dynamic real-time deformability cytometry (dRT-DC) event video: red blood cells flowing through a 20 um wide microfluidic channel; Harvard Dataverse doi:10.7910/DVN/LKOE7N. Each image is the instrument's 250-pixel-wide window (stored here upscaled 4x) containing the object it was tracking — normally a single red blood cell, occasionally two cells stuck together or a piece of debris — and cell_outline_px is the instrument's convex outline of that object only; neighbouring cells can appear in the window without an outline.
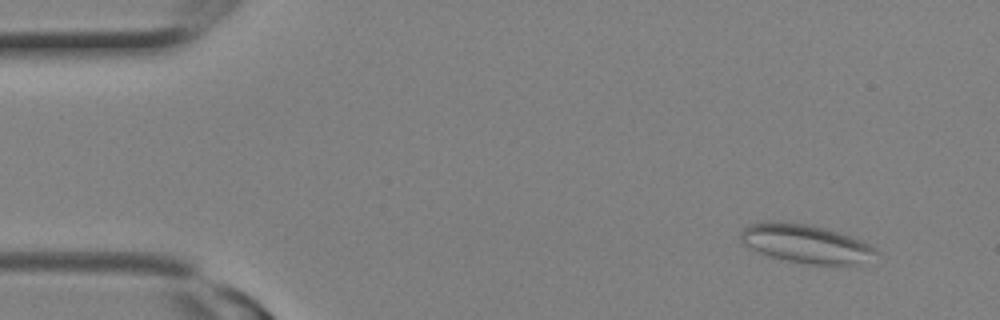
{"species": "Egyptian fruit bat (a non-hibernating species)", "species_latin": "Rousettus aegyptiacus", "temperature_condition": "room temperature", "stored_images_in_passage": 16, "camera_frame_rate_fps": 3000, "um_per_image_px": 0.085, "animal": {"sex": "female"}, "frame": {"image": 1, "passage_image": 3, "time_ms": 0.667, "image_size_px": [1000, 320], "cell_outline_px": [[880, 252], [852, 264], [812, 264], [788, 260], [772, 256], [760, 252], [744, 244], [740, 240], [740, 232], [744, 228], [752, 224], [768, 220], [780, 220], [812, 224], [840, 232], [860, 240], [876, 248]], "centroid_in_image_um": [68.44, 20.66], "position_along_channel_um": 16.6, "area_um2": 30.0}}
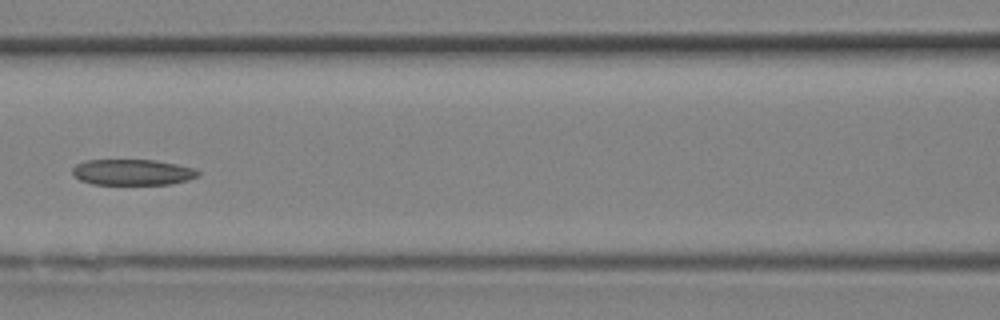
{"frame": {"image": 2, "passage_image": 12, "time_ms": 3.667, "image_size_px": [1000, 320], "cell_outline_px": [[200, 176], [188, 180], [172, 184], [92, 184], [80, 180], [72, 172], [72, 168], [76, 164], [88, 160], [156, 160], [176, 164], [192, 168], [200, 172]], "centroid_in_image_um": [11.28, 14.64], "position_along_channel_um": 155.3, "area_um2": 18.9}}